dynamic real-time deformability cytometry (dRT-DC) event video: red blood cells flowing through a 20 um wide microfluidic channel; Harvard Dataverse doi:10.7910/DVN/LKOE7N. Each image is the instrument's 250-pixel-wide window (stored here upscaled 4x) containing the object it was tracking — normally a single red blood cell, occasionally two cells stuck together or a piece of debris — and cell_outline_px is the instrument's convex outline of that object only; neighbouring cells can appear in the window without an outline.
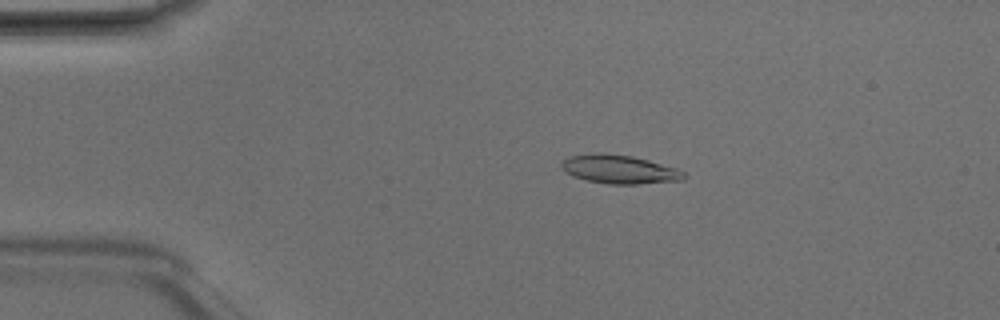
{"species": "Egyptian fruit bat (a non-hibernating species)", "species_latin": "Rousettus aegyptiacus", "temperature_condition": "room temperature", "stored_images_in_passage": 5, "camera_frame_rate_fps": 3000, "um_per_image_px": 0.085, "animal": {"sex": "male"}, "frame": {"image": 1, "passage_image": 3, "time_ms": 0.667, "image_size_px": [1000, 320], "cell_outline_px": [[688, 176], [684, 180], [640, 184], [608, 184], [588, 180], [572, 176], [564, 172], [560, 168], [560, 164], [568, 156], [596, 152], [604, 152], [632, 156], [648, 160], [676, 168], [684, 172]], "centroid_in_image_um": [52.63, 14.39], "position_along_channel_um": 32.4, "area_um2": 20.75}}
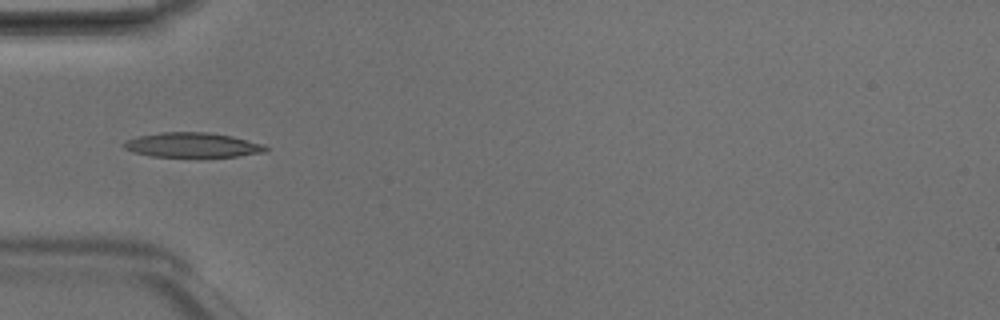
{"frame": {"image": 2, "passage_image": 4, "time_ms": 1.0, "image_size_px": [1000, 320], "cell_outline_px": [[268, 148], [264, 152], [236, 156], [152, 156], [132, 152], [124, 148], [124, 140], [140, 136], [160, 132], [208, 132], [232, 136], [264, 144]], "centroid_in_image_um": [16.34, 12.31], "position_along_channel_um": 68.7, "area_um2": 20.17}}